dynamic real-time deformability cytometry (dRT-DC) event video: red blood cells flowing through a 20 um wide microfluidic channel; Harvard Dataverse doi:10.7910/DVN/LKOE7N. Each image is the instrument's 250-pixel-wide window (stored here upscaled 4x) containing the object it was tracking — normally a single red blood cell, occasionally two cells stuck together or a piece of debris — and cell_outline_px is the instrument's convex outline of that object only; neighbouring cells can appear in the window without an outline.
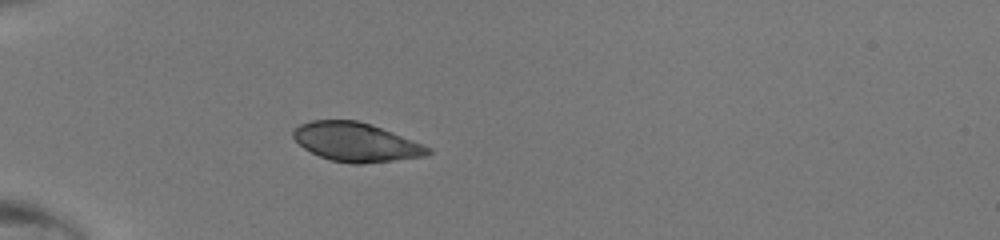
{"species": "human", "species_latin": "Homo sapiens", "temperature_condition": "room temperature", "stored_images_in_passage": 33, "camera_frame_rate_fps": 3000, "um_per_image_px": 0.085, "donor": {"sex": "male"}, "frame": {"image": 1, "passage_image": 1, "time_ms": 0.0, "image_size_px": [1000, 240], "cell_outline_px": [[432, 152], [424, 156], [364, 164], [352, 164], [332, 160], [320, 156], [304, 148], [292, 136], [292, 132], [300, 124], [312, 120], [356, 120], [372, 124], [424, 144], [432, 148]], "centroid_in_image_um": [30.29, 12.07], "position_along_channel_um": 54.7, "area_um2": 30.46}}
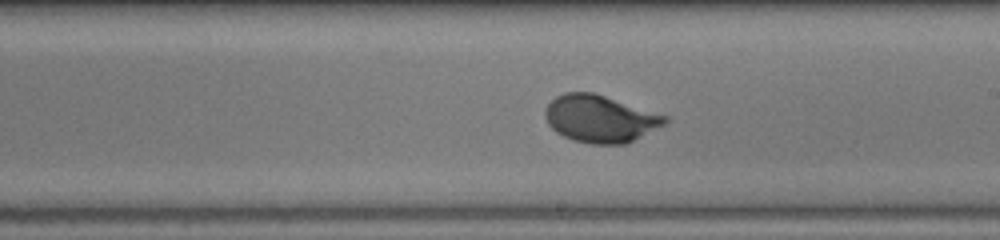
{"frame": {"image": 2, "passage_image": 15, "time_ms": 4.667, "image_size_px": [1000, 240], "cell_outline_px": [[668, 120], [664, 124], [624, 144], [592, 144], [572, 140], [556, 132], [548, 124], [544, 116], [544, 112], [548, 104], [556, 96], [564, 92], [592, 92], [668, 116]], "centroid_in_image_um": [50.96, 10.08], "position_along_channel_um": 238.0, "area_um2": 32.6}}
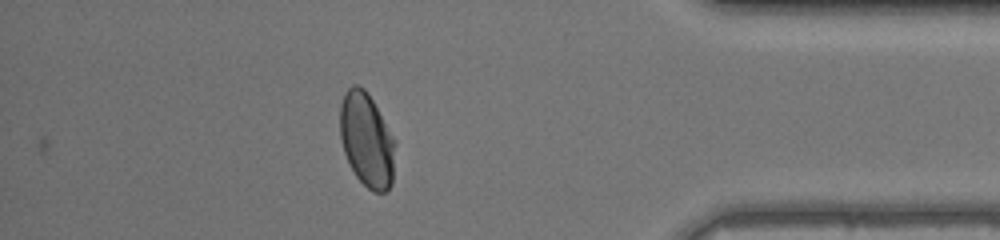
{"frame": {"image": 3, "passage_image": 28, "time_ms": 9.0, "image_size_px": [1000, 240], "cell_outline_px": [[396, 144], [392, 184], [384, 192], [372, 192], [356, 176], [344, 152], [340, 136], [340, 104], [344, 92], [352, 84], [356, 84], [364, 88], [368, 92], [396, 140]], "centroid_in_image_um": [31.18, 11.87], "position_along_channel_um": 404.0, "area_um2": 30.52}}